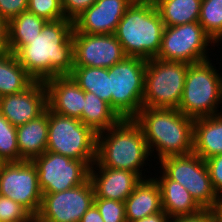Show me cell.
Returning a JSON list of instances; mask_svg holds the SVG:
<instances>
[{"mask_svg": "<svg viewBox=\"0 0 222 222\" xmlns=\"http://www.w3.org/2000/svg\"><path fill=\"white\" fill-rule=\"evenodd\" d=\"M221 102L222 77L209 59L189 64L182 99L177 109L185 116L196 119L221 114L217 109Z\"/></svg>", "mask_w": 222, "mask_h": 222, "instance_id": "5b68a950", "label": "cell"}, {"mask_svg": "<svg viewBox=\"0 0 222 222\" xmlns=\"http://www.w3.org/2000/svg\"><path fill=\"white\" fill-rule=\"evenodd\" d=\"M163 172L185 187L202 209H217L222 201L216 195L205 161L194 152L159 161Z\"/></svg>", "mask_w": 222, "mask_h": 222, "instance_id": "9c48e42d", "label": "cell"}, {"mask_svg": "<svg viewBox=\"0 0 222 222\" xmlns=\"http://www.w3.org/2000/svg\"><path fill=\"white\" fill-rule=\"evenodd\" d=\"M47 107V89L42 81H35L23 92L0 97V113L15 127L38 118Z\"/></svg>", "mask_w": 222, "mask_h": 222, "instance_id": "9a60e30c", "label": "cell"}, {"mask_svg": "<svg viewBox=\"0 0 222 222\" xmlns=\"http://www.w3.org/2000/svg\"><path fill=\"white\" fill-rule=\"evenodd\" d=\"M80 222H104L98 208L93 203L91 207L82 216Z\"/></svg>", "mask_w": 222, "mask_h": 222, "instance_id": "8d00e7d4", "label": "cell"}, {"mask_svg": "<svg viewBox=\"0 0 222 222\" xmlns=\"http://www.w3.org/2000/svg\"><path fill=\"white\" fill-rule=\"evenodd\" d=\"M212 187L222 201V154L213 156L205 160Z\"/></svg>", "mask_w": 222, "mask_h": 222, "instance_id": "d6a6232c", "label": "cell"}, {"mask_svg": "<svg viewBox=\"0 0 222 222\" xmlns=\"http://www.w3.org/2000/svg\"><path fill=\"white\" fill-rule=\"evenodd\" d=\"M121 118L111 106L95 94L85 92L81 122L90 127L96 134L116 125Z\"/></svg>", "mask_w": 222, "mask_h": 222, "instance_id": "d4e9b609", "label": "cell"}, {"mask_svg": "<svg viewBox=\"0 0 222 222\" xmlns=\"http://www.w3.org/2000/svg\"><path fill=\"white\" fill-rule=\"evenodd\" d=\"M46 22L28 10L11 19L8 28V50L15 54L41 33Z\"/></svg>", "mask_w": 222, "mask_h": 222, "instance_id": "cb8c5ba5", "label": "cell"}, {"mask_svg": "<svg viewBox=\"0 0 222 222\" xmlns=\"http://www.w3.org/2000/svg\"><path fill=\"white\" fill-rule=\"evenodd\" d=\"M22 222H37L36 216L32 215L28 220H24Z\"/></svg>", "mask_w": 222, "mask_h": 222, "instance_id": "b9f144b4", "label": "cell"}, {"mask_svg": "<svg viewBox=\"0 0 222 222\" xmlns=\"http://www.w3.org/2000/svg\"><path fill=\"white\" fill-rule=\"evenodd\" d=\"M38 184L42 194L66 191L89 179L90 167L95 161L71 159L52 151L35 157Z\"/></svg>", "mask_w": 222, "mask_h": 222, "instance_id": "30bf717a", "label": "cell"}, {"mask_svg": "<svg viewBox=\"0 0 222 222\" xmlns=\"http://www.w3.org/2000/svg\"><path fill=\"white\" fill-rule=\"evenodd\" d=\"M133 1H154V0H133Z\"/></svg>", "mask_w": 222, "mask_h": 222, "instance_id": "ee69618b", "label": "cell"}, {"mask_svg": "<svg viewBox=\"0 0 222 222\" xmlns=\"http://www.w3.org/2000/svg\"><path fill=\"white\" fill-rule=\"evenodd\" d=\"M147 61L126 56L108 68L110 106L121 119H134L143 107Z\"/></svg>", "mask_w": 222, "mask_h": 222, "instance_id": "8992f818", "label": "cell"}, {"mask_svg": "<svg viewBox=\"0 0 222 222\" xmlns=\"http://www.w3.org/2000/svg\"><path fill=\"white\" fill-rule=\"evenodd\" d=\"M133 0H97L74 21L73 32L114 34Z\"/></svg>", "mask_w": 222, "mask_h": 222, "instance_id": "2e32d148", "label": "cell"}, {"mask_svg": "<svg viewBox=\"0 0 222 222\" xmlns=\"http://www.w3.org/2000/svg\"><path fill=\"white\" fill-rule=\"evenodd\" d=\"M96 1L97 0H61L65 19L74 21Z\"/></svg>", "mask_w": 222, "mask_h": 222, "instance_id": "836d02e7", "label": "cell"}, {"mask_svg": "<svg viewBox=\"0 0 222 222\" xmlns=\"http://www.w3.org/2000/svg\"><path fill=\"white\" fill-rule=\"evenodd\" d=\"M19 162L42 155L48 142V107L38 118L16 127Z\"/></svg>", "mask_w": 222, "mask_h": 222, "instance_id": "ffe728a7", "label": "cell"}, {"mask_svg": "<svg viewBox=\"0 0 222 222\" xmlns=\"http://www.w3.org/2000/svg\"><path fill=\"white\" fill-rule=\"evenodd\" d=\"M202 0H154L164 26L198 22Z\"/></svg>", "mask_w": 222, "mask_h": 222, "instance_id": "484cf974", "label": "cell"}, {"mask_svg": "<svg viewBox=\"0 0 222 222\" xmlns=\"http://www.w3.org/2000/svg\"><path fill=\"white\" fill-rule=\"evenodd\" d=\"M32 214L21 204L0 195V222H22Z\"/></svg>", "mask_w": 222, "mask_h": 222, "instance_id": "1f68e13d", "label": "cell"}, {"mask_svg": "<svg viewBox=\"0 0 222 222\" xmlns=\"http://www.w3.org/2000/svg\"><path fill=\"white\" fill-rule=\"evenodd\" d=\"M4 164H5V162L0 158V172H1V169H2Z\"/></svg>", "mask_w": 222, "mask_h": 222, "instance_id": "7bdbcfd3", "label": "cell"}, {"mask_svg": "<svg viewBox=\"0 0 222 222\" xmlns=\"http://www.w3.org/2000/svg\"><path fill=\"white\" fill-rule=\"evenodd\" d=\"M27 10L46 21L65 19L61 0H29Z\"/></svg>", "mask_w": 222, "mask_h": 222, "instance_id": "f546056e", "label": "cell"}, {"mask_svg": "<svg viewBox=\"0 0 222 222\" xmlns=\"http://www.w3.org/2000/svg\"><path fill=\"white\" fill-rule=\"evenodd\" d=\"M8 50V39H0V55Z\"/></svg>", "mask_w": 222, "mask_h": 222, "instance_id": "ab89813d", "label": "cell"}, {"mask_svg": "<svg viewBox=\"0 0 222 222\" xmlns=\"http://www.w3.org/2000/svg\"><path fill=\"white\" fill-rule=\"evenodd\" d=\"M99 168L97 173L94 169ZM90 167L89 179L94 189V198H104L124 202L142 180L129 170L106 167Z\"/></svg>", "mask_w": 222, "mask_h": 222, "instance_id": "ac0fdd59", "label": "cell"}, {"mask_svg": "<svg viewBox=\"0 0 222 222\" xmlns=\"http://www.w3.org/2000/svg\"><path fill=\"white\" fill-rule=\"evenodd\" d=\"M0 195L21 204L36 216L42 192L35 164L27 160L5 163L0 172Z\"/></svg>", "mask_w": 222, "mask_h": 222, "instance_id": "4fadbf2b", "label": "cell"}, {"mask_svg": "<svg viewBox=\"0 0 222 222\" xmlns=\"http://www.w3.org/2000/svg\"><path fill=\"white\" fill-rule=\"evenodd\" d=\"M94 197L90 179L66 191L42 194L37 222H80Z\"/></svg>", "mask_w": 222, "mask_h": 222, "instance_id": "7c38bea8", "label": "cell"}, {"mask_svg": "<svg viewBox=\"0 0 222 222\" xmlns=\"http://www.w3.org/2000/svg\"><path fill=\"white\" fill-rule=\"evenodd\" d=\"M164 27L154 1H133L114 35L126 56L147 61L157 56Z\"/></svg>", "mask_w": 222, "mask_h": 222, "instance_id": "277c9868", "label": "cell"}, {"mask_svg": "<svg viewBox=\"0 0 222 222\" xmlns=\"http://www.w3.org/2000/svg\"><path fill=\"white\" fill-rule=\"evenodd\" d=\"M48 108L60 115L81 121L85 92L70 75L56 76L44 82Z\"/></svg>", "mask_w": 222, "mask_h": 222, "instance_id": "e0dca14e", "label": "cell"}, {"mask_svg": "<svg viewBox=\"0 0 222 222\" xmlns=\"http://www.w3.org/2000/svg\"><path fill=\"white\" fill-rule=\"evenodd\" d=\"M169 222H218V215L215 209H202L194 215L170 218Z\"/></svg>", "mask_w": 222, "mask_h": 222, "instance_id": "d590c367", "label": "cell"}, {"mask_svg": "<svg viewBox=\"0 0 222 222\" xmlns=\"http://www.w3.org/2000/svg\"><path fill=\"white\" fill-rule=\"evenodd\" d=\"M73 21H47L41 33L14 55L35 81L70 75L74 68Z\"/></svg>", "mask_w": 222, "mask_h": 222, "instance_id": "6da1fadb", "label": "cell"}, {"mask_svg": "<svg viewBox=\"0 0 222 222\" xmlns=\"http://www.w3.org/2000/svg\"><path fill=\"white\" fill-rule=\"evenodd\" d=\"M189 64L157 58L147 60L143 107L177 109Z\"/></svg>", "mask_w": 222, "mask_h": 222, "instance_id": "52a82bcc", "label": "cell"}, {"mask_svg": "<svg viewBox=\"0 0 222 222\" xmlns=\"http://www.w3.org/2000/svg\"><path fill=\"white\" fill-rule=\"evenodd\" d=\"M104 222H126L125 202L94 198Z\"/></svg>", "mask_w": 222, "mask_h": 222, "instance_id": "4dcf8cb0", "label": "cell"}, {"mask_svg": "<svg viewBox=\"0 0 222 222\" xmlns=\"http://www.w3.org/2000/svg\"><path fill=\"white\" fill-rule=\"evenodd\" d=\"M193 152L204 161L222 154V113L194 119Z\"/></svg>", "mask_w": 222, "mask_h": 222, "instance_id": "7402d4cb", "label": "cell"}, {"mask_svg": "<svg viewBox=\"0 0 222 222\" xmlns=\"http://www.w3.org/2000/svg\"><path fill=\"white\" fill-rule=\"evenodd\" d=\"M29 0H0V16L8 22L27 11Z\"/></svg>", "mask_w": 222, "mask_h": 222, "instance_id": "e575fe53", "label": "cell"}, {"mask_svg": "<svg viewBox=\"0 0 222 222\" xmlns=\"http://www.w3.org/2000/svg\"><path fill=\"white\" fill-rule=\"evenodd\" d=\"M155 180L161 192L162 210L170 218L194 215L202 210L189 191L177 181L170 179L164 172Z\"/></svg>", "mask_w": 222, "mask_h": 222, "instance_id": "44dd1931", "label": "cell"}, {"mask_svg": "<svg viewBox=\"0 0 222 222\" xmlns=\"http://www.w3.org/2000/svg\"><path fill=\"white\" fill-rule=\"evenodd\" d=\"M198 22L214 43L222 41V0H202Z\"/></svg>", "mask_w": 222, "mask_h": 222, "instance_id": "83f0119b", "label": "cell"}, {"mask_svg": "<svg viewBox=\"0 0 222 222\" xmlns=\"http://www.w3.org/2000/svg\"><path fill=\"white\" fill-rule=\"evenodd\" d=\"M149 155L140 125L134 119H121L106 132L97 134L96 161L93 165L129 170L144 179L140 168H143Z\"/></svg>", "mask_w": 222, "mask_h": 222, "instance_id": "3957f363", "label": "cell"}, {"mask_svg": "<svg viewBox=\"0 0 222 222\" xmlns=\"http://www.w3.org/2000/svg\"><path fill=\"white\" fill-rule=\"evenodd\" d=\"M213 40L199 22L165 26L160 50L155 58L187 64L208 60L207 47Z\"/></svg>", "mask_w": 222, "mask_h": 222, "instance_id": "8fae6325", "label": "cell"}, {"mask_svg": "<svg viewBox=\"0 0 222 222\" xmlns=\"http://www.w3.org/2000/svg\"><path fill=\"white\" fill-rule=\"evenodd\" d=\"M9 22L0 16V39H8Z\"/></svg>", "mask_w": 222, "mask_h": 222, "instance_id": "f35d334b", "label": "cell"}, {"mask_svg": "<svg viewBox=\"0 0 222 222\" xmlns=\"http://www.w3.org/2000/svg\"><path fill=\"white\" fill-rule=\"evenodd\" d=\"M74 66L110 68L126 55L114 34L72 33Z\"/></svg>", "mask_w": 222, "mask_h": 222, "instance_id": "5bb4252c", "label": "cell"}, {"mask_svg": "<svg viewBox=\"0 0 222 222\" xmlns=\"http://www.w3.org/2000/svg\"><path fill=\"white\" fill-rule=\"evenodd\" d=\"M125 202L126 222L162 212L161 192L154 178L142 179Z\"/></svg>", "mask_w": 222, "mask_h": 222, "instance_id": "d6986e66", "label": "cell"}, {"mask_svg": "<svg viewBox=\"0 0 222 222\" xmlns=\"http://www.w3.org/2000/svg\"><path fill=\"white\" fill-rule=\"evenodd\" d=\"M169 220L170 217L166 214L165 211H162L153 215L146 216L134 222H169Z\"/></svg>", "mask_w": 222, "mask_h": 222, "instance_id": "74e56055", "label": "cell"}, {"mask_svg": "<svg viewBox=\"0 0 222 222\" xmlns=\"http://www.w3.org/2000/svg\"><path fill=\"white\" fill-rule=\"evenodd\" d=\"M70 76L84 92L93 93L110 105L108 68L74 66Z\"/></svg>", "mask_w": 222, "mask_h": 222, "instance_id": "4316f807", "label": "cell"}, {"mask_svg": "<svg viewBox=\"0 0 222 222\" xmlns=\"http://www.w3.org/2000/svg\"><path fill=\"white\" fill-rule=\"evenodd\" d=\"M0 158L5 162H19L16 127L0 113Z\"/></svg>", "mask_w": 222, "mask_h": 222, "instance_id": "f1b7e54d", "label": "cell"}, {"mask_svg": "<svg viewBox=\"0 0 222 222\" xmlns=\"http://www.w3.org/2000/svg\"><path fill=\"white\" fill-rule=\"evenodd\" d=\"M134 120L143 130L150 153L156 150L159 160L193 152L194 119L180 110L142 107Z\"/></svg>", "mask_w": 222, "mask_h": 222, "instance_id": "7a4b0ae2", "label": "cell"}, {"mask_svg": "<svg viewBox=\"0 0 222 222\" xmlns=\"http://www.w3.org/2000/svg\"><path fill=\"white\" fill-rule=\"evenodd\" d=\"M34 82L12 52L0 55V97L23 92Z\"/></svg>", "mask_w": 222, "mask_h": 222, "instance_id": "603a6c76", "label": "cell"}, {"mask_svg": "<svg viewBox=\"0 0 222 222\" xmlns=\"http://www.w3.org/2000/svg\"><path fill=\"white\" fill-rule=\"evenodd\" d=\"M217 215H218V222H222V203L221 205L216 209Z\"/></svg>", "mask_w": 222, "mask_h": 222, "instance_id": "60d3db41", "label": "cell"}, {"mask_svg": "<svg viewBox=\"0 0 222 222\" xmlns=\"http://www.w3.org/2000/svg\"><path fill=\"white\" fill-rule=\"evenodd\" d=\"M97 134L79 119L63 116L48 108L46 151L71 159L96 161Z\"/></svg>", "mask_w": 222, "mask_h": 222, "instance_id": "ba28073f", "label": "cell"}]
</instances>
